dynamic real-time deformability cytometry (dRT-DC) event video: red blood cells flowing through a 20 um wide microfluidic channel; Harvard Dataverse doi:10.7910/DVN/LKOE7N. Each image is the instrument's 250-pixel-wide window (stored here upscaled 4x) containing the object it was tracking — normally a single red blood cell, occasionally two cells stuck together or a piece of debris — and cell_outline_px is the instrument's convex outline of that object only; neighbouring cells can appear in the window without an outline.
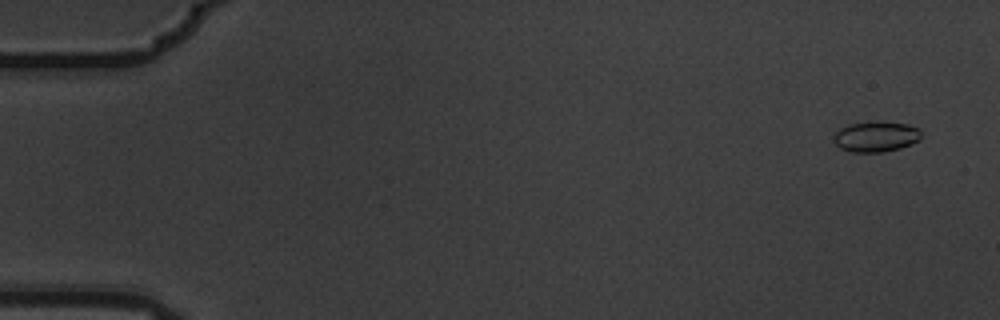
{"species": "common noctule bat (a hibernating species)", "species_latin": "Nyctalus noctula", "temperature_condition": "warm", "stored_images_in_passage": 5, "camera_frame_rate_fps": 3000, "um_per_image_px": 0.085, "animal": {"sex": "male", "body_mass_g": 19.5, "forearm_length_mm": 54.6}, "frame": {"image": 1, "passage_image": 5, "time_ms": 1.333, "image_size_px": [1000, 320], "cell_outline_px": [[920, 140], [912, 144], [900, 148], [884, 152], [852, 152], [840, 148], [832, 140], [832, 136], [840, 128], [848, 124], [876, 120], [880, 120], [908, 124], [920, 128]], "centroid_in_image_um": [74.45, 11.59], "position_along_channel_um": 10.5, "area_um2": 16.01}}